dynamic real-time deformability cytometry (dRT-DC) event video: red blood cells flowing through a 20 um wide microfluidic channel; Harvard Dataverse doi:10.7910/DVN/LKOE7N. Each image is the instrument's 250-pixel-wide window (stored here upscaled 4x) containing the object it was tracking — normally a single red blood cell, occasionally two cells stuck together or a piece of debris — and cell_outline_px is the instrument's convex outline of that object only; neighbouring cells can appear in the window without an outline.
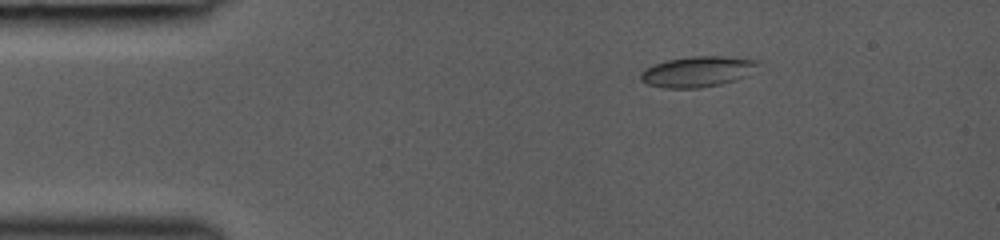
{"species": "common noctule bat (a hibernating species)", "species_latin": "Nyctalus noctula", "temperature_condition": "room temperature", "stored_images_in_passage": 35, "camera_frame_rate_fps": 3000, "um_per_image_px": 0.085, "animal": {"sex": "female", "body_mass_g": 19.0, "forearm_length_mm": 53.3}, "frame": {"image": 1, "passage_image": 2, "time_ms": 0.333, "image_size_px": [1000, 240], "cell_outline_px": [[760, 64], [748, 76], [736, 80], [720, 84], [700, 88], [664, 88], [648, 84], [640, 80], [640, 72], [644, 68], [652, 64], [668, 60], [688, 56], [724, 56], [760, 60]], "centroid_in_image_um": [59.3, 6.08], "position_along_channel_um": 25.7, "area_um2": 21.27}}
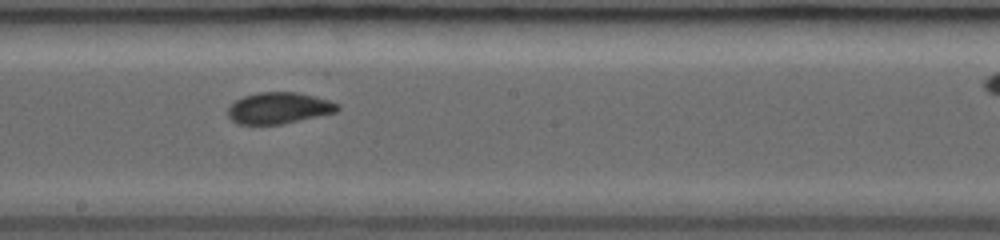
{"frame": {"image": 2, "passage_image": 20, "time_ms": 6.333, "image_size_px": [1000, 240], "cell_outline_px": [[340, 108], [336, 112], [280, 124], [236, 124], [228, 116], [228, 108], [236, 100], [244, 96], [260, 92], [296, 92], [316, 96], [340, 104]], "centroid_in_image_um": [23.7, 9.18], "position_along_channel_um": 224.5, "area_um2": 19.88}}
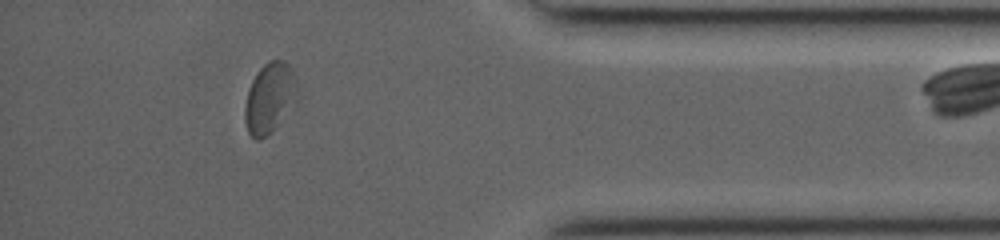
{"frame": {"image": 3, "passage_image": 34, "time_ms": 11.0, "image_size_px": [1000, 240], "cell_outline_px": [[300, 96], [272, 132], [260, 140], [256, 140], [248, 132], [244, 120], [244, 108], [248, 88], [256, 72], [268, 60], [284, 60], [288, 64], [292, 72]], "centroid_in_image_um": [22.91, 8.33], "position_along_channel_um": 412.3, "area_um2": 21.68}}